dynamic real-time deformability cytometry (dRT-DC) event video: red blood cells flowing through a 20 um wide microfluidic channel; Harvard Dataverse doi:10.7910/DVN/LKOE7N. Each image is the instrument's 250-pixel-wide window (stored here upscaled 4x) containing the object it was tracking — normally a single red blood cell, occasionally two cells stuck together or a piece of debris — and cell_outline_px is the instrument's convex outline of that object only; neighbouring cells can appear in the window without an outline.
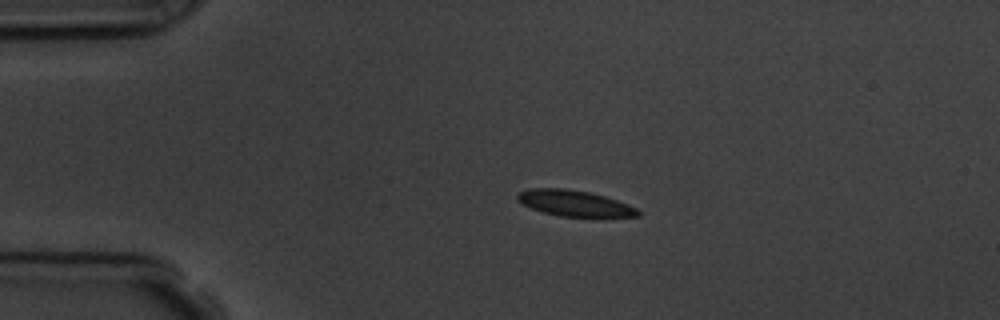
{"species": "common noctule bat (a hibernating species)", "species_latin": "Nyctalus noctula", "temperature_condition": "room temperature", "stored_images_in_passage": 4, "camera_frame_rate_fps": 3000, "um_per_image_px": 0.085, "animal": {"sex": "male", "body_mass_g": 19.5, "forearm_length_mm": 54.6}, "frame": {"image": 1, "passage_image": 3, "time_ms": 2.333, "image_size_px": [1000, 320], "cell_outline_px": [[640, 216], [600, 220], [596, 220], [560, 216], [544, 212], [532, 208], [516, 200], [516, 192], [528, 188], [564, 188], [588, 192], [604, 196], [628, 204], [636, 208], [640, 212]], "centroid_in_image_um": [48.91, 17.33], "position_along_channel_um": 36.1, "area_um2": 19.19}}